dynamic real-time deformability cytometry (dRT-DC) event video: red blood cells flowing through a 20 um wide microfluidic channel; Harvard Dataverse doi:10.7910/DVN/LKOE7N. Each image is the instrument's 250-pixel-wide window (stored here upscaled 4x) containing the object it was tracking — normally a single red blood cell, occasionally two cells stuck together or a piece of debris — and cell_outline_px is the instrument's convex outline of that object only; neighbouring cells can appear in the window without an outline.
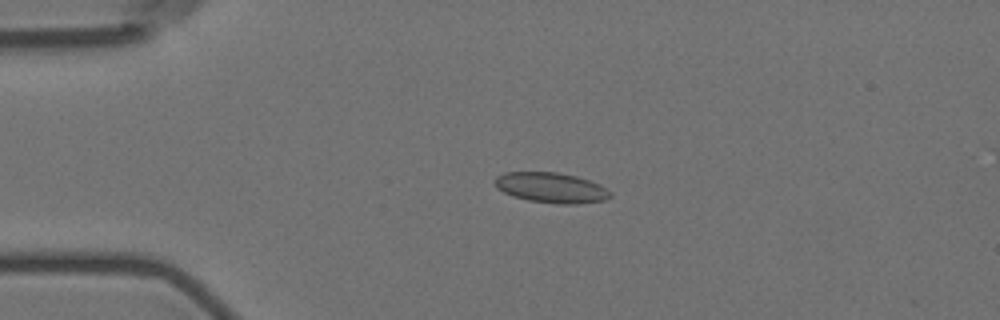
{"species": "Egyptian fruit bat (a non-hibernating species)", "species_latin": "Rousettus aegyptiacus", "temperature_condition": "room temperature", "stored_images_in_passage": 5, "camera_frame_rate_fps": 3000, "um_per_image_px": 0.085, "animal": {"sex": "female"}, "frame": {"image": 1, "passage_image": 3, "time_ms": 3.333, "image_size_px": [1000, 320], "cell_outline_px": [[612, 196], [604, 200], [576, 204], [560, 204], [528, 200], [512, 196], [496, 188], [496, 176], [504, 172], [556, 172], [576, 176], [600, 184], [612, 192]], "centroid_in_image_um": [46.86, 15.95], "position_along_channel_um": 38.1, "area_um2": 20.35}}
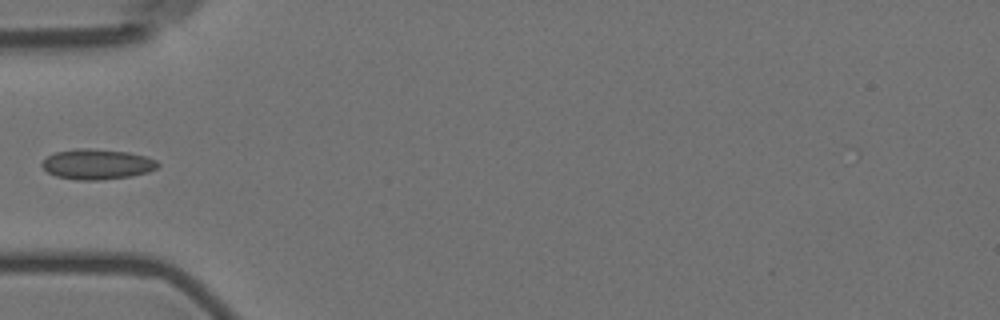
{"frame": {"image": 2, "passage_image": 5, "time_ms": 5.333, "image_size_px": [1000, 320], "cell_outline_px": [[160, 164], [156, 168], [148, 172], [132, 176], [100, 180], [76, 180], [56, 176], [48, 172], [40, 164], [48, 156], [56, 152], [76, 148], [92, 148], [128, 152], [144, 156], [156, 160]], "centroid_in_image_um": [8.25, 13.96], "position_along_channel_um": 76.7, "area_um2": 20.46}}